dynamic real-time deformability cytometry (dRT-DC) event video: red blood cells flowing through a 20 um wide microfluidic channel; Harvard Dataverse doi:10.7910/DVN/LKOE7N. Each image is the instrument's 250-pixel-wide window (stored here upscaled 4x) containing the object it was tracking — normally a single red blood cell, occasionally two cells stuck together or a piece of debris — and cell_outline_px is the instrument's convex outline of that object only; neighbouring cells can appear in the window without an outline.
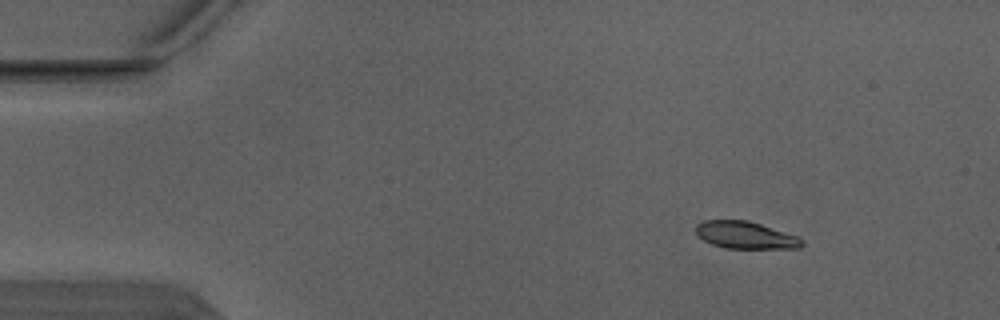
{"species": "Egyptian fruit bat (a non-hibernating species)", "species_latin": "Rousettus aegyptiacus", "temperature_condition": "warm", "stored_images_in_passage": 3, "camera_frame_rate_fps": 3000, "um_per_image_px": 0.085, "animal": {"sex": "male"}, "frame": {"image": 1, "passage_image": 1, "time_ms": 0.0, "image_size_px": [1000, 320], "cell_outline_px": [[804, 244], [800, 248], [724, 248], [712, 244], [704, 240], [696, 232], [696, 224], [704, 220], [748, 220], [796, 236], [804, 240]], "centroid_in_image_um": [63.36, 19.98], "position_along_channel_um": 21.6, "area_um2": 16.65}}